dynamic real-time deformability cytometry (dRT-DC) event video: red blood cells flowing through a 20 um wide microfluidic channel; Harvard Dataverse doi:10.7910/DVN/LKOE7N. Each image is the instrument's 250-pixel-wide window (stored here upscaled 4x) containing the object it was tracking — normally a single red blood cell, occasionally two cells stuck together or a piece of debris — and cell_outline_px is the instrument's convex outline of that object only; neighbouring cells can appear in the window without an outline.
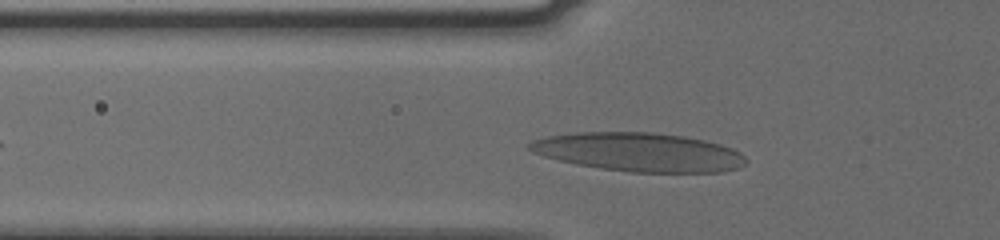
{"species": "human", "species_latin": "Homo sapiens", "temperature_condition": "cold", "stored_images_in_passage": 9, "camera_frame_rate_fps": 3000, "um_per_image_px": 0.085, "donor": {"sex": "male"}, "frame": {"image": 1, "passage_image": 7, "time_ms": 2.0, "image_size_px": [1000, 240], "cell_outline_px": [[748, 160], [744, 164], [736, 168], [720, 172], [628, 172], [600, 168], [576, 164], [544, 156], [532, 152], [524, 148], [524, 144], [532, 140], [544, 136], [576, 132], [652, 132], [684, 136], [704, 140], [720, 144], [732, 148], [740, 152]], "centroid_in_image_um": [54.25, 12.92], "position_along_channel_um": 71.6, "area_um2": 49.13}}